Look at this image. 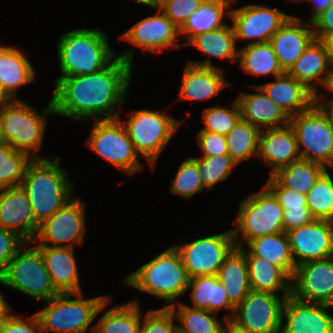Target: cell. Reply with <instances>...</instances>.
<instances>
[{"label": "cell", "instance_id": "obj_1", "mask_svg": "<svg viewBox=\"0 0 333 333\" xmlns=\"http://www.w3.org/2000/svg\"><path fill=\"white\" fill-rule=\"evenodd\" d=\"M134 54L133 49L126 50L95 73L57 77L51 98L54 114L77 122L119 118L128 96Z\"/></svg>", "mask_w": 333, "mask_h": 333}, {"label": "cell", "instance_id": "obj_2", "mask_svg": "<svg viewBox=\"0 0 333 333\" xmlns=\"http://www.w3.org/2000/svg\"><path fill=\"white\" fill-rule=\"evenodd\" d=\"M61 158L33 159L27 166L21 187L31 202L35 221L40 224L75 197L73 183L60 166Z\"/></svg>", "mask_w": 333, "mask_h": 333}, {"label": "cell", "instance_id": "obj_3", "mask_svg": "<svg viewBox=\"0 0 333 333\" xmlns=\"http://www.w3.org/2000/svg\"><path fill=\"white\" fill-rule=\"evenodd\" d=\"M61 75L71 77L100 71L117 55L101 29L80 28L63 33L57 43Z\"/></svg>", "mask_w": 333, "mask_h": 333}, {"label": "cell", "instance_id": "obj_4", "mask_svg": "<svg viewBox=\"0 0 333 333\" xmlns=\"http://www.w3.org/2000/svg\"><path fill=\"white\" fill-rule=\"evenodd\" d=\"M189 281L179 252L171 246L129 274L124 284L164 299L163 307L169 308L185 294Z\"/></svg>", "mask_w": 333, "mask_h": 333}, {"label": "cell", "instance_id": "obj_5", "mask_svg": "<svg viewBox=\"0 0 333 333\" xmlns=\"http://www.w3.org/2000/svg\"><path fill=\"white\" fill-rule=\"evenodd\" d=\"M76 299H72L73 297ZM108 295L84 299L82 292L59 293L36 313L44 333H94L91 323L108 306Z\"/></svg>", "mask_w": 333, "mask_h": 333}, {"label": "cell", "instance_id": "obj_6", "mask_svg": "<svg viewBox=\"0 0 333 333\" xmlns=\"http://www.w3.org/2000/svg\"><path fill=\"white\" fill-rule=\"evenodd\" d=\"M54 114L52 101L41 112L21 99L10 100L1 110V127L4 142L17 151L28 154L32 159H45L38 155L43 144L46 121Z\"/></svg>", "mask_w": 333, "mask_h": 333}, {"label": "cell", "instance_id": "obj_7", "mask_svg": "<svg viewBox=\"0 0 333 333\" xmlns=\"http://www.w3.org/2000/svg\"><path fill=\"white\" fill-rule=\"evenodd\" d=\"M283 212L277 197L266 185L259 192L249 194L240 202L238 216L233 221L236 228L231 229L236 247H244V243L261 236L284 232Z\"/></svg>", "mask_w": 333, "mask_h": 333}, {"label": "cell", "instance_id": "obj_8", "mask_svg": "<svg viewBox=\"0 0 333 333\" xmlns=\"http://www.w3.org/2000/svg\"><path fill=\"white\" fill-rule=\"evenodd\" d=\"M301 159L333 170V125L316 102L310 109L290 117Z\"/></svg>", "mask_w": 333, "mask_h": 333}, {"label": "cell", "instance_id": "obj_9", "mask_svg": "<svg viewBox=\"0 0 333 333\" xmlns=\"http://www.w3.org/2000/svg\"><path fill=\"white\" fill-rule=\"evenodd\" d=\"M161 113L149 109L133 110L126 121H121L136 151L148 161L152 169L173 134L182 125L178 119Z\"/></svg>", "mask_w": 333, "mask_h": 333}, {"label": "cell", "instance_id": "obj_10", "mask_svg": "<svg viewBox=\"0 0 333 333\" xmlns=\"http://www.w3.org/2000/svg\"><path fill=\"white\" fill-rule=\"evenodd\" d=\"M0 284L43 302L59 294L52 284L41 251L34 245L16 252L0 277Z\"/></svg>", "mask_w": 333, "mask_h": 333}, {"label": "cell", "instance_id": "obj_11", "mask_svg": "<svg viewBox=\"0 0 333 333\" xmlns=\"http://www.w3.org/2000/svg\"><path fill=\"white\" fill-rule=\"evenodd\" d=\"M93 126L89 138L84 142L89 149L129 176L142 171L139 153L129 138L121 117L95 120Z\"/></svg>", "mask_w": 333, "mask_h": 333}, {"label": "cell", "instance_id": "obj_12", "mask_svg": "<svg viewBox=\"0 0 333 333\" xmlns=\"http://www.w3.org/2000/svg\"><path fill=\"white\" fill-rule=\"evenodd\" d=\"M286 298L270 292L251 290L235 308L230 323L247 333H281Z\"/></svg>", "mask_w": 333, "mask_h": 333}, {"label": "cell", "instance_id": "obj_13", "mask_svg": "<svg viewBox=\"0 0 333 333\" xmlns=\"http://www.w3.org/2000/svg\"><path fill=\"white\" fill-rule=\"evenodd\" d=\"M189 278L217 275L225 258L236 247L232 230L174 245Z\"/></svg>", "mask_w": 333, "mask_h": 333}, {"label": "cell", "instance_id": "obj_14", "mask_svg": "<svg viewBox=\"0 0 333 333\" xmlns=\"http://www.w3.org/2000/svg\"><path fill=\"white\" fill-rule=\"evenodd\" d=\"M85 204L74 197L53 216L42 221L31 243L35 246H61L74 248L85 238ZM39 241V242H38ZM50 243L52 245H50Z\"/></svg>", "mask_w": 333, "mask_h": 333}, {"label": "cell", "instance_id": "obj_15", "mask_svg": "<svg viewBox=\"0 0 333 333\" xmlns=\"http://www.w3.org/2000/svg\"><path fill=\"white\" fill-rule=\"evenodd\" d=\"M292 15L269 6L249 4L230 10L236 41L268 42Z\"/></svg>", "mask_w": 333, "mask_h": 333}, {"label": "cell", "instance_id": "obj_16", "mask_svg": "<svg viewBox=\"0 0 333 333\" xmlns=\"http://www.w3.org/2000/svg\"><path fill=\"white\" fill-rule=\"evenodd\" d=\"M291 295L296 299L333 305V256L296 266L291 279Z\"/></svg>", "mask_w": 333, "mask_h": 333}, {"label": "cell", "instance_id": "obj_17", "mask_svg": "<svg viewBox=\"0 0 333 333\" xmlns=\"http://www.w3.org/2000/svg\"><path fill=\"white\" fill-rule=\"evenodd\" d=\"M295 266L333 256V222L314 219L286 232Z\"/></svg>", "mask_w": 333, "mask_h": 333}, {"label": "cell", "instance_id": "obj_18", "mask_svg": "<svg viewBox=\"0 0 333 333\" xmlns=\"http://www.w3.org/2000/svg\"><path fill=\"white\" fill-rule=\"evenodd\" d=\"M156 15H150L138 22L121 35V39L130 42L134 46L142 48V51L160 53L164 48L170 50L182 47L177 43L179 29L164 14L157 9Z\"/></svg>", "mask_w": 333, "mask_h": 333}, {"label": "cell", "instance_id": "obj_19", "mask_svg": "<svg viewBox=\"0 0 333 333\" xmlns=\"http://www.w3.org/2000/svg\"><path fill=\"white\" fill-rule=\"evenodd\" d=\"M330 308L288 295L282 310L281 333H333V315L327 312Z\"/></svg>", "mask_w": 333, "mask_h": 333}, {"label": "cell", "instance_id": "obj_20", "mask_svg": "<svg viewBox=\"0 0 333 333\" xmlns=\"http://www.w3.org/2000/svg\"><path fill=\"white\" fill-rule=\"evenodd\" d=\"M229 85L224 70L213 65L210 57L202 61L188 60L177 100H209Z\"/></svg>", "mask_w": 333, "mask_h": 333}, {"label": "cell", "instance_id": "obj_21", "mask_svg": "<svg viewBox=\"0 0 333 333\" xmlns=\"http://www.w3.org/2000/svg\"><path fill=\"white\" fill-rule=\"evenodd\" d=\"M39 224L35 221L31 202L19 186L0 189V227L12 231L31 243Z\"/></svg>", "mask_w": 333, "mask_h": 333}, {"label": "cell", "instance_id": "obj_22", "mask_svg": "<svg viewBox=\"0 0 333 333\" xmlns=\"http://www.w3.org/2000/svg\"><path fill=\"white\" fill-rule=\"evenodd\" d=\"M314 40L311 22L307 20L303 23L299 17L291 16L269 42L280 67L284 72H288Z\"/></svg>", "mask_w": 333, "mask_h": 333}, {"label": "cell", "instance_id": "obj_23", "mask_svg": "<svg viewBox=\"0 0 333 333\" xmlns=\"http://www.w3.org/2000/svg\"><path fill=\"white\" fill-rule=\"evenodd\" d=\"M257 158L272 167L270 176L300 159L296 136L290 124L260 131Z\"/></svg>", "mask_w": 333, "mask_h": 333}, {"label": "cell", "instance_id": "obj_24", "mask_svg": "<svg viewBox=\"0 0 333 333\" xmlns=\"http://www.w3.org/2000/svg\"><path fill=\"white\" fill-rule=\"evenodd\" d=\"M256 93L240 91L236 97L241 119L260 130L288 125L290 117L258 86L253 87Z\"/></svg>", "mask_w": 333, "mask_h": 333}, {"label": "cell", "instance_id": "obj_25", "mask_svg": "<svg viewBox=\"0 0 333 333\" xmlns=\"http://www.w3.org/2000/svg\"><path fill=\"white\" fill-rule=\"evenodd\" d=\"M274 79L275 81L258 84V86L289 117L307 111L317 102V96L287 72L275 76Z\"/></svg>", "mask_w": 333, "mask_h": 333}, {"label": "cell", "instance_id": "obj_26", "mask_svg": "<svg viewBox=\"0 0 333 333\" xmlns=\"http://www.w3.org/2000/svg\"><path fill=\"white\" fill-rule=\"evenodd\" d=\"M42 253L52 284L59 293L82 292L74 248L36 246Z\"/></svg>", "mask_w": 333, "mask_h": 333}, {"label": "cell", "instance_id": "obj_27", "mask_svg": "<svg viewBox=\"0 0 333 333\" xmlns=\"http://www.w3.org/2000/svg\"><path fill=\"white\" fill-rule=\"evenodd\" d=\"M331 68L325 45L315 39L287 73L317 96L319 90L316 86L325 87Z\"/></svg>", "mask_w": 333, "mask_h": 333}, {"label": "cell", "instance_id": "obj_28", "mask_svg": "<svg viewBox=\"0 0 333 333\" xmlns=\"http://www.w3.org/2000/svg\"><path fill=\"white\" fill-rule=\"evenodd\" d=\"M191 290V291H190ZM190 291L192 308L205 309L211 313L221 310L229 311L223 322H230L235 312V306L230 302L225 288L217 275H205L191 278L187 287Z\"/></svg>", "mask_w": 333, "mask_h": 333}, {"label": "cell", "instance_id": "obj_29", "mask_svg": "<svg viewBox=\"0 0 333 333\" xmlns=\"http://www.w3.org/2000/svg\"><path fill=\"white\" fill-rule=\"evenodd\" d=\"M36 71L19 48H0V86L11 100L17 98V90L35 80Z\"/></svg>", "mask_w": 333, "mask_h": 333}, {"label": "cell", "instance_id": "obj_30", "mask_svg": "<svg viewBox=\"0 0 333 333\" xmlns=\"http://www.w3.org/2000/svg\"><path fill=\"white\" fill-rule=\"evenodd\" d=\"M248 265L249 284L253 291L270 292L282 296L291 294V278L278 266L264 258L253 256L246 247H240Z\"/></svg>", "mask_w": 333, "mask_h": 333}, {"label": "cell", "instance_id": "obj_31", "mask_svg": "<svg viewBox=\"0 0 333 333\" xmlns=\"http://www.w3.org/2000/svg\"><path fill=\"white\" fill-rule=\"evenodd\" d=\"M233 4L230 0H203L199 8L195 10L183 26L179 29V35H183L186 42L183 46L196 35L213 31L225 26L224 16L230 17V10ZM228 9V11H226ZM226 11V12H225Z\"/></svg>", "mask_w": 333, "mask_h": 333}, {"label": "cell", "instance_id": "obj_32", "mask_svg": "<svg viewBox=\"0 0 333 333\" xmlns=\"http://www.w3.org/2000/svg\"><path fill=\"white\" fill-rule=\"evenodd\" d=\"M217 277L230 302L237 307L251 291L248 265L245 253L240 247H235L225 258Z\"/></svg>", "mask_w": 333, "mask_h": 333}, {"label": "cell", "instance_id": "obj_33", "mask_svg": "<svg viewBox=\"0 0 333 333\" xmlns=\"http://www.w3.org/2000/svg\"><path fill=\"white\" fill-rule=\"evenodd\" d=\"M245 247L253 255L280 267L291 279L296 270L286 232L261 236L250 240Z\"/></svg>", "mask_w": 333, "mask_h": 333}, {"label": "cell", "instance_id": "obj_34", "mask_svg": "<svg viewBox=\"0 0 333 333\" xmlns=\"http://www.w3.org/2000/svg\"><path fill=\"white\" fill-rule=\"evenodd\" d=\"M238 50L239 68L246 73L254 76L273 75L274 77L284 73L269 41L248 43Z\"/></svg>", "mask_w": 333, "mask_h": 333}, {"label": "cell", "instance_id": "obj_35", "mask_svg": "<svg viewBox=\"0 0 333 333\" xmlns=\"http://www.w3.org/2000/svg\"><path fill=\"white\" fill-rule=\"evenodd\" d=\"M186 45H192L204 55L225 59L233 63L238 60L237 41L233 26L228 23L216 30L193 37Z\"/></svg>", "mask_w": 333, "mask_h": 333}, {"label": "cell", "instance_id": "obj_36", "mask_svg": "<svg viewBox=\"0 0 333 333\" xmlns=\"http://www.w3.org/2000/svg\"><path fill=\"white\" fill-rule=\"evenodd\" d=\"M140 306L134 299L110 308L94 325V333H139L142 323Z\"/></svg>", "mask_w": 333, "mask_h": 333}, {"label": "cell", "instance_id": "obj_37", "mask_svg": "<svg viewBox=\"0 0 333 333\" xmlns=\"http://www.w3.org/2000/svg\"><path fill=\"white\" fill-rule=\"evenodd\" d=\"M169 308L175 319L180 322V325H177V333H224L227 322L223 325L215 313L192 308L181 301Z\"/></svg>", "mask_w": 333, "mask_h": 333}, {"label": "cell", "instance_id": "obj_38", "mask_svg": "<svg viewBox=\"0 0 333 333\" xmlns=\"http://www.w3.org/2000/svg\"><path fill=\"white\" fill-rule=\"evenodd\" d=\"M326 170L321 164L299 159L280 168L272 176L284 187L306 195Z\"/></svg>", "mask_w": 333, "mask_h": 333}, {"label": "cell", "instance_id": "obj_39", "mask_svg": "<svg viewBox=\"0 0 333 333\" xmlns=\"http://www.w3.org/2000/svg\"><path fill=\"white\" fill-rule=\"evenodd\" d=\"M260 129L240 119L226 135L228 155L239 165L252 156L257 158Z\"/></svg>", "mask_w": 333, "mask_h": 333}, {"label": "cell", "instance_id": "obj_40", "mask_svg": "<svg viewBox=\"0 0 333 333\" xmlns=\"http://www.w3.org/2000/svg\"><path fill=\"white\" fill-rule=\"evenodd\" d=\"M33 159L26 153L0 144V189L21 185L28 164Z\"/></svg>", "mask_w": 333, "mask_h": 333}, {"label": "cell", "instance_id": "obj_41", "mask_svg": "<svg viewBox=\"0 0 333 333\" xmlns=\"http://www.w3.org/2000/svg\"><path fill=\"white\" fill-rule=\"evenodd\" d=\"M306 200L315 219L333 222V178L327 169L306 194Z\"/></svg>", "mask_w": 333, "mask_h": 333}, {"label": "cell", "instance_id": "obj_42", "mask_svg": "<svg viewBox=\"0 0 333 333\" xmlns=\"http://www.w3.org/2000/svg\"><path fill=\"white\" fill-rule=\"evenodd\" d=\"M192 158L197 163L201 181L207 191H211L218 182L227 180L232 169L238 166L230 155Z\"/></svg>", "mask_w": 333, "mask_h": 333}, {"label": "cell", "instance_id": "obj_43", "mask_svg": "<svg viewBox=\"0 0 333 333\" xmlns=\"http://www.w3.org/2000/svg\"><path fill=\"white\" fill-rule=\"evenodd\" d=\"M203 190L207 189L201 181L197 163L192 157H188L178 166L175 177L171 179V194L190 198Z\"/></svg>", "mask_w": 333, "mask_h": 333}, {"label": "cell", "instance_id": "obj_44", "mask_svg": "<svg viewBox=\"0 0 333 333\" xmlns=\"http://www.w3.org/2000/svg\"><path fill=\"white\" fill-rule=\"evenodd\" d=\"M232 108L213 106L206 107L202 112L204 128L200 131L216 132L227 135L241 119L240 108L237 100L231 103Z\"/></svg>", "mask_w": 333, "mask_h": 333}, {"label": "cell", "instance_id": "obj_45", "mask_svg": "<svg viewBox=\"0 0 333 333\" xmlns=\"http://www.w3.org/2000/svg\"><path fill=\"white\" fill-rule=\"evenodd\" d=\"M175 320L170 308L151 309L145 314L139 333H177Z\"/></svg>", "mask_w": 333, "mask_h": 333}, {"label": "cell", "instance_id": "obj_46", "mask_svg": "<svg viewBox=\"0 0 333 333\" xmlns=\"http://www.w3.org/2000/svg\"><path fill=\"white\" fill-rule=\"evenodd\" d=\"M265 185L274 193L283 209H309L306 195L284 188L273 176H269Z\"/></svg>", "mask_w": 333, "mask_h": 333}, {"label": "cell", "instance_id": "obj_47", "mask_svg": "<svg viewBox=\"0 0 333 333\" xmlns=\"http://www.w3.org/2000/svg\"><path fill=\"white\" fill-rule=\"evenodd\" d=\"M30 244L32 243H26L16 233L0 227V277L6 272L16 252Z\"/></svg>", "mask_w": 333, "mask_h": 333}, {"label": "cell", "instance_id": "obj_48", "mask_svg": "<svg viewBox=\"0 0 333 333\" xmlns=\"http://www.w3.org/2000/svg\"><path fill=\"white\" fill-rule=\"evenodd\" d=\"M202 2L203 0H172L165 3L160 9L180 29Z\"/></svg>", "mask_w": 333, "mask_h": 333}, {"label": "cell", "instance_id": "obj_49", "mask_svg": "<svg viewBox=\"0 0 333 333\" xmlns=\"http://www.w3.org/2000/svg\"><path fill=\"white\" fill-rule=\"evenodd\" d=\"M196 139L198 147L202 151V157L228 155L226 135L200 131Z\"/></svg>", "mask_w": 333, "mask_h": 333}, {"label": "cell", "instance_id": "obj_50", "mask_svg": "<svg viewBox=\"0 0 333 333\" xmlns=\"http://www.w3.org/2000/svg\"><path fill=\"white\" fill-rule=\"evenodd\" d=\"M44 333L35 314L24 320L12 313L1 325L0 333Z\"/></svg>", "mask_w": 333, "mask_h": 333}, {"label": "cell", "instance_id": "obj_51", "mask_svg": "<svg viewBox=\"0 0 333 333\" xmlns=\"http://www.w3.org/2000/svg\"><path fill=\"white\" fill-rule=\"evenodd\" d=\"M311 24L316 40L322 41L325 37L333 36V3L317 15Z\"/></svg>", "mask_w": 333, "mask_h": 333}, {"label": "cell", "instance_id": "obj_52", "mask_svg": "<svg viewBox=\"0 0 333 333\" xmlns=\"http://www.w3.org/2000/svg\"><path fill=\"white\" fill-rule=\"evenodd\" d=\"M284 232L310 223L315 218L309 209H283Z\"/></svg>", "mask_w": 333, "mask_h": 333}, {"label": "cell", "instance_id": "obj_53", "mask_svg": "<svg viewBox=\"0 0 333 333\" xmlns=\"http://www.w3.org/2000/svg\"><path fill=\"white\" fill-rule=\"evenodd\" d=\"M313 3V8L311 9L313 14L309 18V22H311L317 15H319L322 11L327 9L332 3L333 0H308Z\"/></svg>", "mask_w": 333, "mask_h": 333}, {"label": "cell", "instance_id": "obj_54", "mask_svg": "<svg viewBox=\"0 0 333 333\" xmlns=\"http://www.w3.org/2000/svg\"><path fill=\"white\" fill-rule=\"evenodd\" d=\"M325 88L326 90H328L331 94H333V67L331 68V72L329 74V77H328V80H327V83L325 85ZM324 96V97H323ZM326 97L325 95L323 94H319L317 95V103L318 104H333V97L326 101Z\"/></svg>", "mask_w": 333, "mask_h": 333}, {"label": "cell", "instance_id": "obj_55", "mask_svg": "<svg viewBox=\"0 0 333 333\" xmlns=\"http://www.w3.org/2000/svg\"><path fill=\"white\" fill-rule=\"evenodd\" d=\"M10 305L0 292V325L12 314Z\"/></svg>", "mask_w": 333, "mask_h": 333}, {"label": "cell", "instance_id": "obj_56", "mask_svg": "<svg viewBox=\"0 0 333 333\" xmlns=\"http://www.w3.org/2000/svg\"><path fill=\"white\" fill-rule=\"evenodd\" d=\"M321 42H322V43L325 45V47H326V50H327V54H328V57H329L330 64H331V66L333 67V36L325 37Z\"/></svg>", "mask_w": 333, "mask_h": 333}, {"label": "cell", "instance_id": "obj_57", "mask_svg": "<svg viewBox=\"0 0 333 333\" xmlns=\"http://www.w3.org/2000/svg\"><path fill=\"white\" fill-rule=\"evenodd\" d=\"M10 97L5 93V91L0 86V110L10 101Z\"/></svg>", "mask_w": 333, "mask_h": 333}, {"label": "cell", "instance_id": "obj_58", "mask_svg": "<svg viewBox=\"0 0 333 333\" xmlns=\"http://www.w3.org/2000/svg\"><path fill=\"white\" fill-rule=\"evenodd\" d=\"M172 0H151L150 7L153 9H160L165 3Z\"/></svg>", "mask_w": 333, "mask_h": 333}, {"label": "cell", "instance_id": "obj_59", "mask_svg": "<svg viewBox=\"0 0 333 333\" xmlns=\"http://www.w3.org/2000/svg\"><path fill=\"white\" fill-rule=\"evenodd\" d=\"M224 333H247L234 327L230 322L226 323Z\"/></svg>", "mask_w": 333, "mask_h": 333}, {"label": "cell", "instance_id": "obj_60", "mask_svg": "<svg viewBox=\"0 0 333 333\" xmlns=\"http://www.w3.org/2000/svg\"><path fill=\"white\" fill-rule=\"evenodd\" d=\"M331 119L333 125V104H319Z\"/></svg>", "mask_w": 333, "mask_h": 333}, {"label": "cell", "instance_id": "obj_61", "mask_svg": "<svg viewBox=\"0 0 333 333\" xmlns=\"http://www.w3.org/2000/svg\"><path fill=\"white\" fill-rule=\"evenodd\" d=\"M133 1H136V2H138V3H141V4H143V5H147V6L150 7V1H151V0H133Z\"/></svg>", "mask_w": 333, "mask_h": 333}, {"label": "cell", "instance_id": "obj_62", "mask_svg": "<svg viewBox=\"0 0 333 333\" xmlns=\"http://www.w3.org/2000/svg\"><path fill=\"white\" fill-rule=\"evenodd\" d=\"M1 143H4V138H3V135H2L1 118H0V144Z\"/></svg>", "mask_w": 333, "mask_h": 333}, {"label": "cell", "instance_id": "obj_63", "mask_svg": "<svg viewBox=\"0 0 333 333\" xmlns=\"http://www.w3.org/2000/svg\"><path fill=\"white\" fill-rule=\"evenodd\" d=\"M291 1H293V2H301V1H304V0H291Z\"/></svg>", "mask_w": 333, "mask_h": 333}]
</instances>
